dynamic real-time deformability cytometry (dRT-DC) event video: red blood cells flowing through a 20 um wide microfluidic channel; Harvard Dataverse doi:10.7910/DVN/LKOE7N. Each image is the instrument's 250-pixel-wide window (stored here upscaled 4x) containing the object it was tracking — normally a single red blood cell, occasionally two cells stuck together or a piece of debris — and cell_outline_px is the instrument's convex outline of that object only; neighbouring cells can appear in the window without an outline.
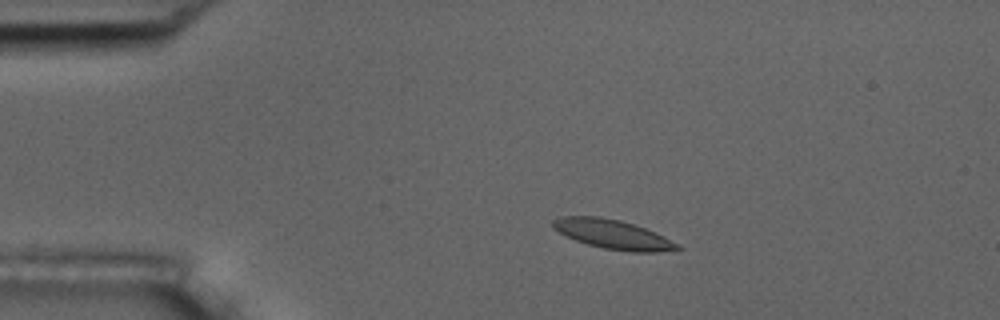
{"species": "common noctule bat (a hibernating species)", "species_latin": "Nyctalus noctula", "temperature_condition": "room temperature", "stored_images_in_passage": 4, "camera_frame_rate_fps": 3000, "um_per_image_px": 0.085, "animal": {"sex": "male", "body_mass_g": 17.5, "forearm_length_mm": 52.3}, "frame": {"image": 1, "passage_image": 1, "time_ms": 0.0, "image_size_px": [1000, 320], "cell_outline_px": [[684, 248], [660, 252], [632, 252], [604, 248], [588, 244], [576, 240], [552, 228], [552, 220], [560, 216], [600, 216], [620, 220], [644, 228], [664, 236], [680, 244]], "centroid_in_image_um": [52.11, 19.92], "position_along_channel_um": 32.9, "area_um2": 21.15}}
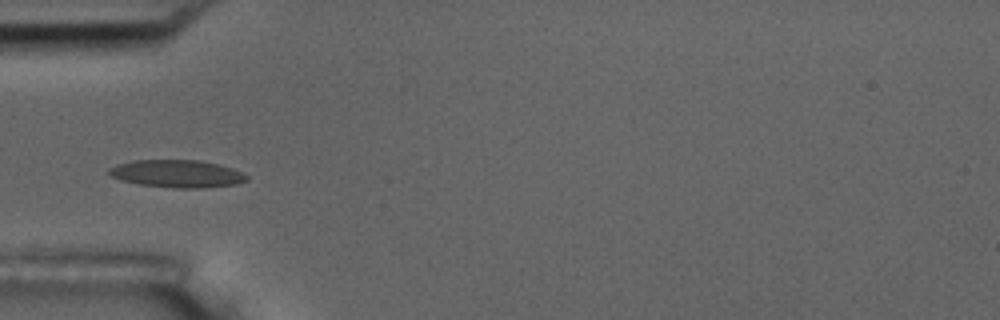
{"frame": {"image": 2, "passage_image": 3, "time_ms": 2.333, "image_size_px": [1000, 320], "cell_outline_px": [[248, 180], [236, 184], [204, 188], [176, 188], [140, 184], [120, 180], [108, 176], [108, 168], [116, 164], [132, 160], [200, 160], [220, 164], [232, 168], [248, 176]], "centroid_in_image_um": [15.01, 14.76], "position_along_channel_um": 70.0, "area_um2": 22.31}}